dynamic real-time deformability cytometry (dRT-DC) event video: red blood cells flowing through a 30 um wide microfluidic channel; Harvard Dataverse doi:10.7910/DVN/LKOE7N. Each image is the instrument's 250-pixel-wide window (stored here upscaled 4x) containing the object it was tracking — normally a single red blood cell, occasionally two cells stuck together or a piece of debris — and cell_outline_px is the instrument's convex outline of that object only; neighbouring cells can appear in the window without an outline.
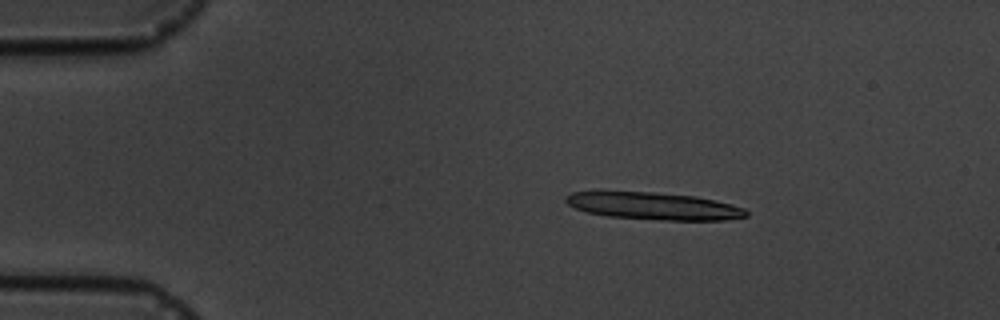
{"species": "common noctule bat (a hibernating species)", "species_latin": "Nyctalus noctula", "temperature_condition": "cold", "stored_images_in_passage": 5, "camera_frame_rate_fps": 3000, "um_per_image_px": 0.085, "animal": {"sex": "male", "body_mass_g": 19.5, "forearm_length_mm": 54.6}, "frame": {"image": 1, "passage_image": 3, "time_ms": 2.333, "image_size_px": [1000, 320], "cell_outline_px": [[748, 216], [724, 220], [664, 220], [608, 216], [588, 212], [576, 208], [568, 204], [564, 200], [564, 196], [572, 192], [600, 188], [652, 192], [696, 196], [732, 204], [744, 208], [748, 212]], "centroid_in_image_um": [55.45, 17.46], "position_along_channel_um": 29.6, "area_um2": 29.59}}